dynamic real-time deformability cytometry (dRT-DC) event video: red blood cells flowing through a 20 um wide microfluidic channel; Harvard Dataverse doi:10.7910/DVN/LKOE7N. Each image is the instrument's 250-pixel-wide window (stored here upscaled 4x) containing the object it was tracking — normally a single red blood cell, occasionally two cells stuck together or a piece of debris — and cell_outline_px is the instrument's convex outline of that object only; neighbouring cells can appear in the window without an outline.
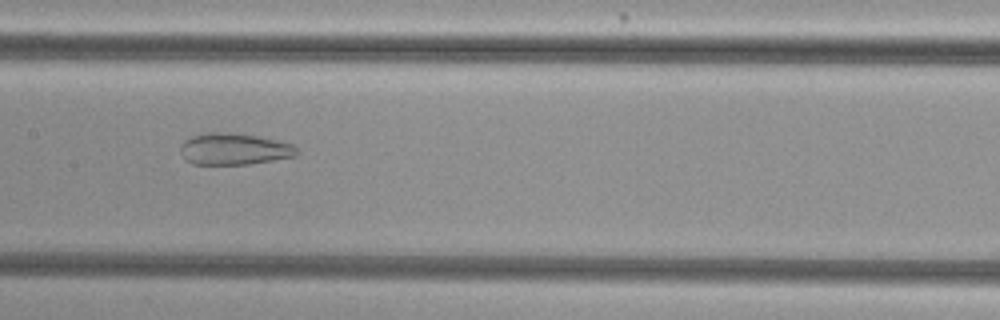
{"species": "common noctule bat (a hibernating species)", "species_latin": "Nyctalus noctula", "temperature_condition": "cold", "stored_images_in_passage": 41, "camera_frame_rate_fps": 3000, "um_per_image_px": 0.085, "animal": {"sex": "female", "body_mass_g": 29.2, "forearm_length_mm": 56.3}, "frame": {"image": 1, "passage_image": 19, "time_ms": 6.0, "image_size_px": [1000, 320], "cell_outline_px": [[296, 156], [248, 164], [192, 164], [184, 160], [180, 152], [180, 148], [184, 140], [192, 136], [208, 132], [220, 132], [256, 136], [276, 140], [292, 144], [296, 148]], "centroid_in_image_um": [19.84, 12.67], "position_along_channel_um": 187.6, "area_um2": 21.21}}
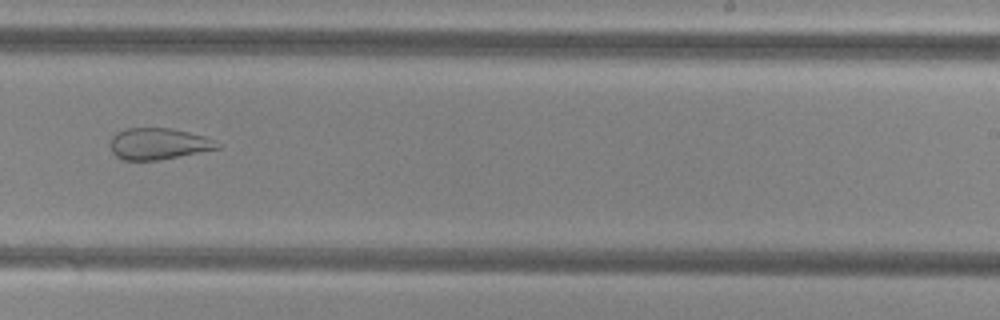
{"frame": {"image": 2, "passage_image": 26, "time_ms": 8.333, "image_size_px": [1000, 320], "cell_outline_px": [[224, 144], [220, 148], [156, 160], [124, 160], [116, 156], [112, 152], [108, 144], [112, 136], [116, 132], [128, 128], [172, 128], [204, 136], [216, 140]], "centroid_in_image_um": [13.46, 12.21], "position_along_channel_um": 275.5, "area_um2": 19.71}}
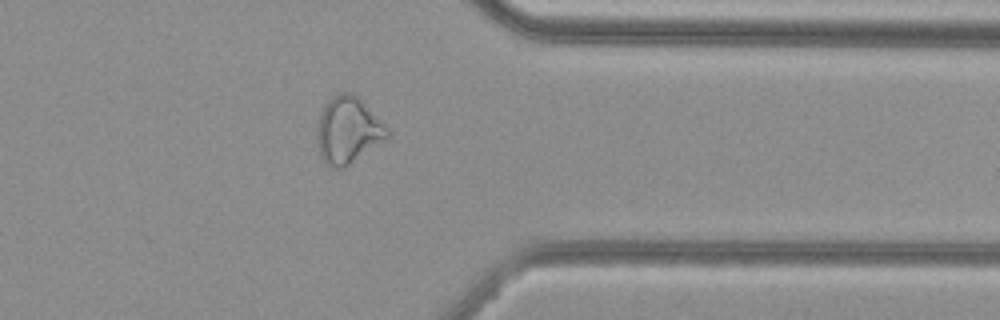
{"frame": {"image": 3, "passage_image": 35, "time_ms": 11.333, "image_size_px": [1000, 320], "cell_outline_px": [[388, 136], [384, 140], [344, 168], [336, 168], [324, 164], [320, 160], [316, 140], [316, 132], [320, 116], [324, 104], [332, 96], [340, 92], [352, 92], [388, 128]], "centroid_in_image_um": [29.51, 11.09], "position_along_channel_um": 381.9, "area_um2": 27.05}}